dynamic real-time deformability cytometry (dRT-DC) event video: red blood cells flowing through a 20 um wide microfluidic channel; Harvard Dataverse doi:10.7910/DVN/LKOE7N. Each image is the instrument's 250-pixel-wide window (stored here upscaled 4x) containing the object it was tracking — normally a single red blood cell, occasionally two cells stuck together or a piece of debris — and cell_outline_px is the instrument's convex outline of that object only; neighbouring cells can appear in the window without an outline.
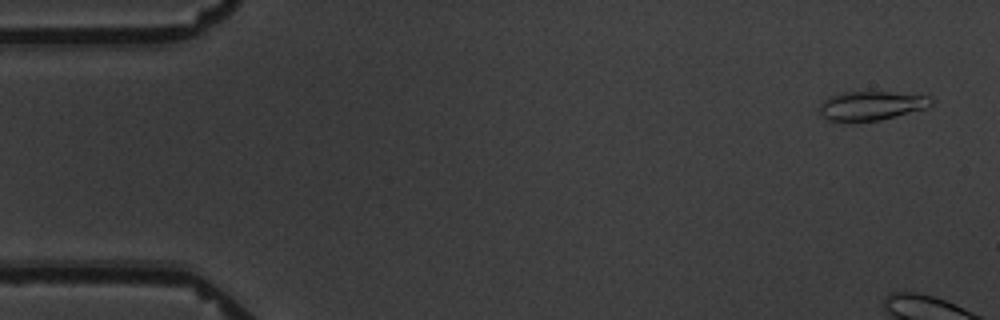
{"species": "common noctule bat (a hibernating species)", "species_latin": "Nyctalus noctula", "temperature_condition": "warm", "stored_images_in_passage": 12, "camera_frame_rate_fps": 3000, "um_per_image_px": 0.085, "animal": {"sex": "male", "body_mass_g": 19.5, "forearm_length_mm": 54.6}, "frame": {"image": 1, "passage_image": 1, "time_ms": 0.0, "image_size_px": [1000, 320], "cell_outline_px": [[936, 100], [928, 108], [880, 120], [828, 120], [820, 116], [816, 108], [828, 96], [840, 92], [892, 92], [928, 96]], "centroid_in_image_um": [74.05, 8.97], "position_along_channel_um": 11.0, "area_um2": 19.02}}
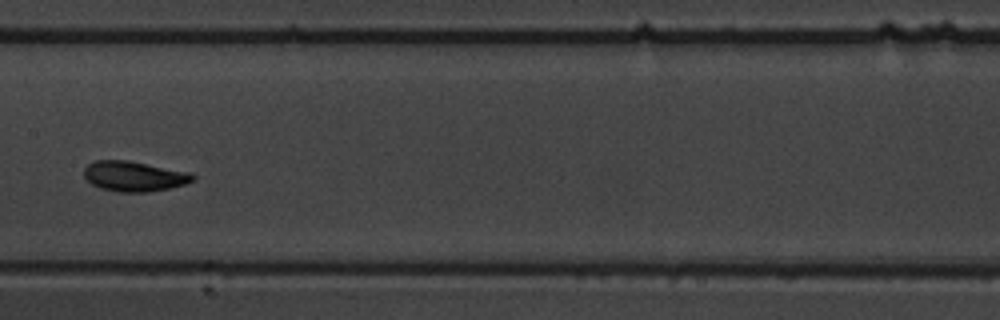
{"frame": {"image": 2, "passage_image": 9, "time_ms": 10.333, "image_size_px": [1000, 320], "cell_outline_px": [[196, 180], [184, 184], [168, 188], [148, 192], [120, 192], [100, 188], [92, 184], [84, 176], [84, 168], [88, 164], [96, 160], [128, 160], [192, 172], [196, 176]], "centroid_in_image_um": [11.43, 14.97], "position_along_channel_um": 196.0, "area_um2": 19.25}}
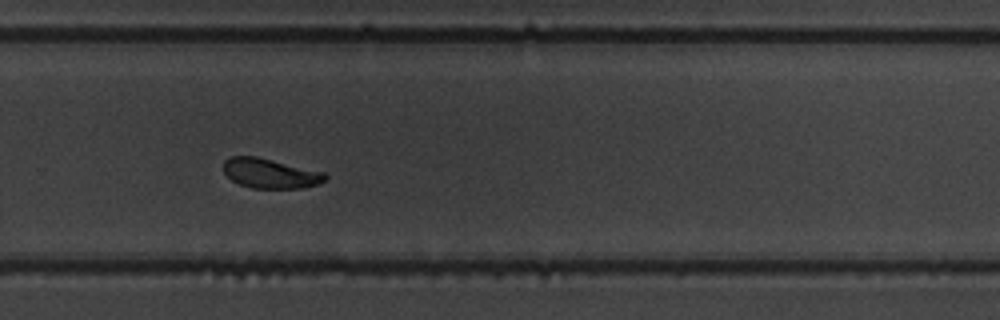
{"frame": {"image": 3, "passage_image": 12, "time_ms": 13.667, "image_size_px": [1000, 320], "cell_outline_px": [[328, 176], [324, 180], [316, 184], [304, 188], [252, 188], [240, 184], [232, 180], [224, 172], [224, 160], [232, 156], [256, 156], [324, 172]], "centroid_in_image_um": [22.96, 14.73], "position_along_channel_um": 306.8, "area_um2": 17.46}}